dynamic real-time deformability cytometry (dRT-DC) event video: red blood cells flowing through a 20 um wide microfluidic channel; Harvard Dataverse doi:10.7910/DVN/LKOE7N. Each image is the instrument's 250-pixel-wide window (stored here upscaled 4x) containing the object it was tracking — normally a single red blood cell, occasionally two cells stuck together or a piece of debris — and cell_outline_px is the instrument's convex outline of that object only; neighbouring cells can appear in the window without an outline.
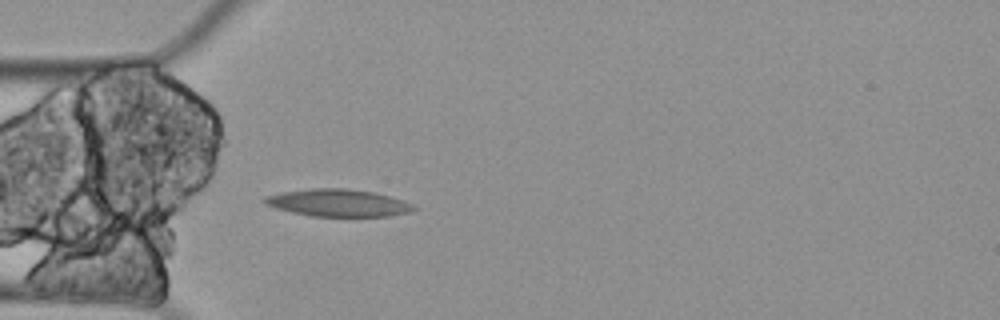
{"species": "Egyptian fruit bat (a non-hibernating species)", "species_latin": "Rousettus aegyptiacus", "temperature_condition": "cold", "stored_images_in_passage": 4, "camera_frame_rate_fps": 3000, "um_per_image_px": 0.085, "animal": {"sex": "female"}, "frame": {"image": 1, "passage_image": 4, "time_ms": 1.0, "image_size_px": [1000, 320], "cell_outline_px": [[420, 208], [408, 212], [388, 216], [312, 216], [292, 212], [276, 208], [264, 204], [260, 200], [264, 196], [284, 192], [312, 188], [348, 188], [376, 192], [404, 200]], "centroid_in_image_um": [28.75, 17.23], "position_along_channel_um": 56.3, "area_um2": 23.87}}